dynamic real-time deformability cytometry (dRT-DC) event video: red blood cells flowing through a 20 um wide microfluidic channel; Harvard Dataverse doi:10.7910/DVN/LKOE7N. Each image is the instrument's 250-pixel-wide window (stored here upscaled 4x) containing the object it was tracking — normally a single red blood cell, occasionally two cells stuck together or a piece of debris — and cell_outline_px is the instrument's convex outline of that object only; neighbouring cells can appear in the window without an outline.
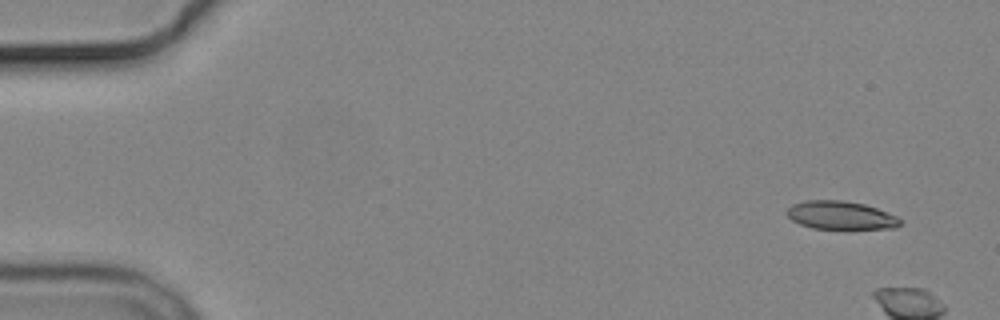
{"species": "common noctule bat (a hibernating species)", "species_latin": "Nyctalus noctula", "temperature_condition": "cold", "stored_images_in_passage": 6, "camera_frame_rate_fps": 3000, "um_per_image_px": 0.085, "animal": {"sex": "male", "body_mass_g": 19.2, "forearm_length_mm": 51.8}, "frame": {"image": 1, "passage_image": 1, "time_ms": 0.0, "image_size_px": [1000, 320], "cell_outline_px": [[900, 224], [896, 228], [844, 232], [812, 228], [800, 224], [792, 220], [788, 216], [788, 208], [792, 204], [804, 200], [840, 200], [864, 204], [876, 208], [896, 216], [900, 220]], "centroid_in_image_um": [71.48, 18.36], "position_along_channel_um": 13.5, "area_um2": 19.54}}
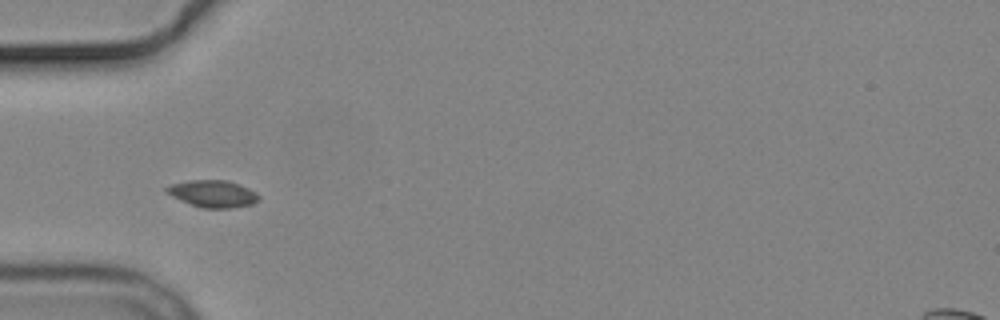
{"frame": {"image": 2, "passage_image": 6, "time_ms": 6.0, "image_size_px": [1000, 320], "cell_outline_px": [[260, 200], [252, 204], [232, 208], [200, 208], [180, 200], [164, 192], [164, 188], [172, 184], [188, 180], [228, 180], [248, 188], [256, 192], [260, 196]], "centroid_in_image_um": [18.08, 16.47], "position_along_channel_um": 66.9, "area_um2": 14.68}}